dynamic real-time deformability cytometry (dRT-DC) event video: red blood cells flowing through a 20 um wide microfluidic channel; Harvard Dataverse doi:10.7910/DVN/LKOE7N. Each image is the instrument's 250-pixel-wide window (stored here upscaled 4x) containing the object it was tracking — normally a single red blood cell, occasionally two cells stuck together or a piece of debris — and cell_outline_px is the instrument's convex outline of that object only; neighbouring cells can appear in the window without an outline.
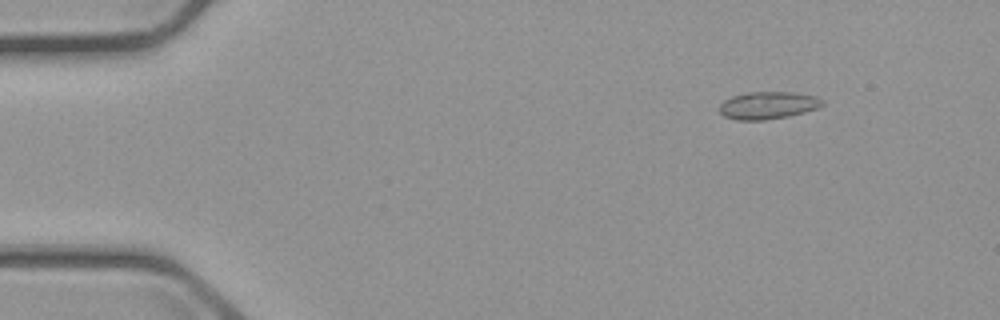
{"species": "common noctule bat (a hibernating species)", "species_latin": "Nyctalus noctula", "temperature_condition": "cold", "stored_images_in_passage": 8, "camera_frame_rate_fps": 3000, "um_per_image_px": 0.085, "animal": {"sex": "male", "body_mass_g": 23.1, "forearm_length_mm": 52.7}, "frame": {"image": 1, "passage_image": 2, "time_ms": 2.0, "image_size_px": [1000, 320], "cell_outline_px": [[824, 104], [816, 108], [804, 112], [788, 116], [764, 120], [736, 120], [724, 116], [720, 112], [720, 104], [724, 100], [732, 96], [748, 92], [792, 92], [816, 96], [824, 100]], "centroid_in_image_um": [65.27, 8.95], "position_along_channel_um": 19.7, "area_um2": 16.42}}
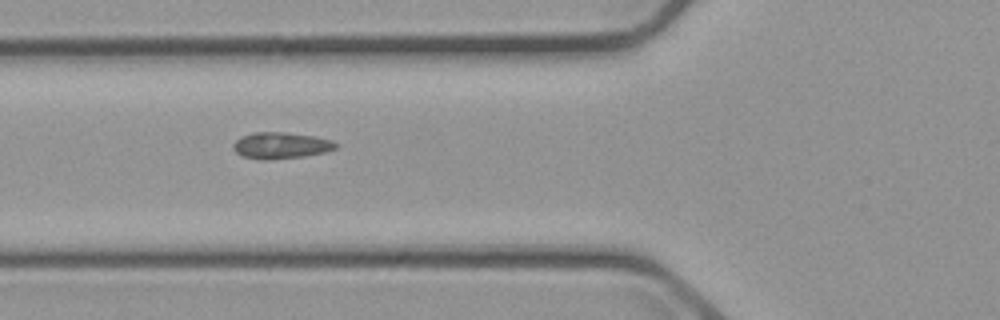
{"frame": {"image": 2, "passage_image": 6, "time_ms": 6.667, "image_size_px": [1000, 320], "cell_outline_px": [[340, 144], [336, 148], [324, 152], [304, 156], [272, 160], [260, 160], [244, 156], [236, 152], [232, 148], [232, 144], [236, 140], [252, 132], [284, 132], [312, 136], [332, 140]], "centroid_in_image_um": [23.87, 12.37], "position_along_channel_um": 101.9, "area_um2": 15.78}}
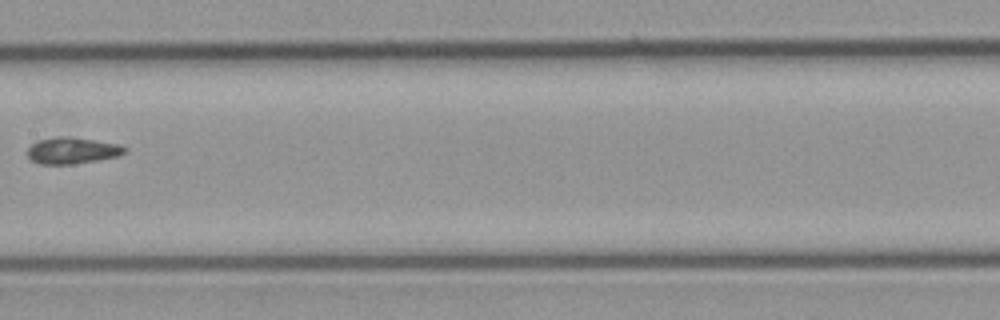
{"frame": {"image": 3, "passage_image": 8, "time_ms": 9.333, "image_size_px": [1000, 320], "cell_outline_px": [[128, 152], [120, 156], [72, 164], [40, 164], [32, 160], [28, 156], [28, 148], [36, 140], [56, 136], [60, 136], [92, 140], [120, 144], [128, 148]], "centroid_in_image_um": [6.17, 12.8], "position_along_channel_um": 201.2, "area_um2": 14.97}}